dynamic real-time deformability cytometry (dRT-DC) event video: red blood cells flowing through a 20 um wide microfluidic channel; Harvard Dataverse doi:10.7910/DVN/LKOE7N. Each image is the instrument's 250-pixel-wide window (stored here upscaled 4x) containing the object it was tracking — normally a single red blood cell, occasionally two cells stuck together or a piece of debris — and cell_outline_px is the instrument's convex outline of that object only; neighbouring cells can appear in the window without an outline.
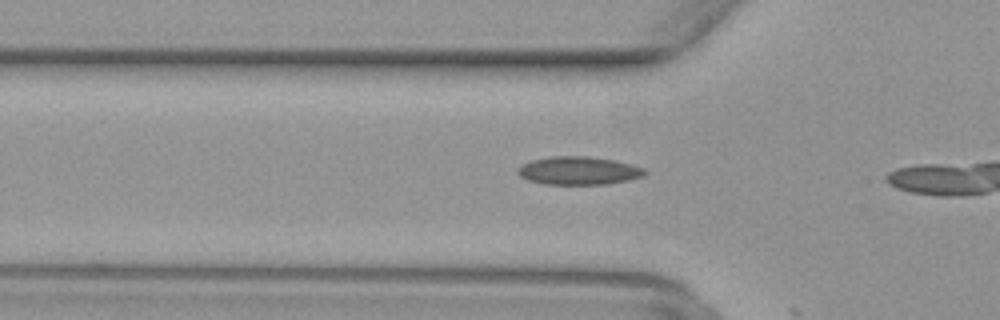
{"species": "common noctule bat (a hibernating species)", "species_latin": "Nyctalus noctula", "temperature_condition": "warm", "stored_images_in_passage": 8, "camera_frame_rate_fps": 3000, "um_per_image_px": 0.085, "animal": {"sex": "female", "body_mass_g": 29.2, "forearm_length_mm": 56.3}, "frame": {"image": 1, "passage_image": 7, "time_ms": 2.0, "image_size_px": [1000, 320], "cell_outline_px": [[648, 172], [644, 176], [628, 180], [604, 184], [544, 184], [528, 180], [520, 176], [516, 172], [516, 168], [532, 160], [552, 156], [588, 156], [616, 160], [644, 168]], "centroid_in_image_um": [49.19, 14.5], "position_along_channel_um": 76.6, "area_um2": 20.87}}